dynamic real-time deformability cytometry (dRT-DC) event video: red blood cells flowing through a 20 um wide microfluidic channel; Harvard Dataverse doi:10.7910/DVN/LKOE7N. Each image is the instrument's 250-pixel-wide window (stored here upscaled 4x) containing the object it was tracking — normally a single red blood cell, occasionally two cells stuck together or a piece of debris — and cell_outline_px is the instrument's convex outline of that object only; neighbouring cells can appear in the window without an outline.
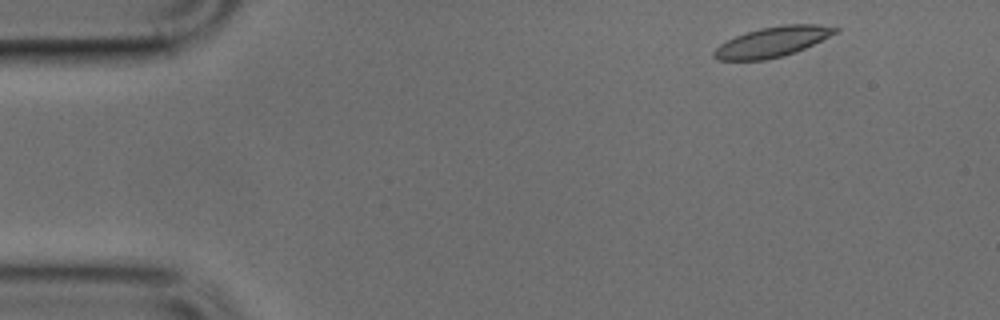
{"species": "common noctule bat (a hibernating species)", "species_latin": "Nyctalus noctula", "temperature_condition": "cold", "stored_images_in_passage": 45, "camera_frame_rate_fps": 3000, "um_per_image_px": 0.085, "animal": {"sex": "male", "body_mass_g": 17.9, "forearm_length_mm": 54.2}, "frame": {"image": 1, "passage_image": 1, "time_ms": 0.0, "image_size_px": [1000, 320], "cell_outline_px": [[840, 28], [836, 32], [796, 52], [784, 56], [764, 60], [716, 60], [712, 56], [712, 52], [720, 44], [736, 36], [760, 28], [784, 24], [816, 24]], "centroid_in_image_um": [65.61, 3.57], "position_along_channel_um": 19.4, "area_um2": 21.04}}
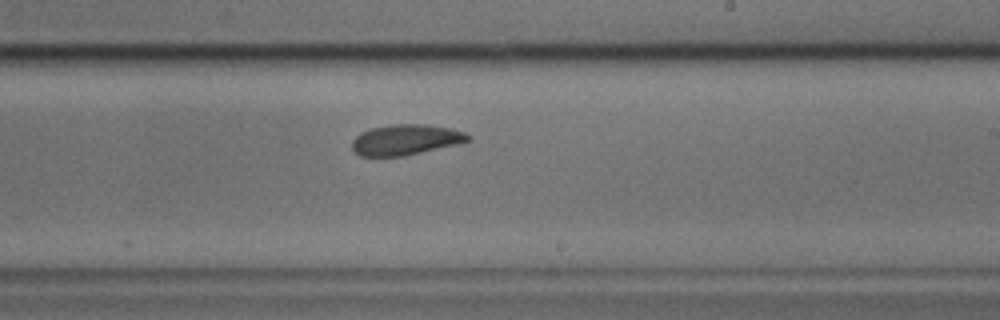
{"frame": {"image": 2, "passage_image": 25, "time_ms": 8.0, "image_size_px": [1000, 320], "cell_outline_px": [[472, 140], [460, 144], [400, 156], [360, 156], [352, 148], [352, 140], [360, 132], [372, 128], [392, 124], [424, 124], [448, 128], [464, 132], [472, 136]], "centroid_in_image_um": [34.5, 11.87], "position_along_channel_um": 254.5, "area_um2": 20.58}}
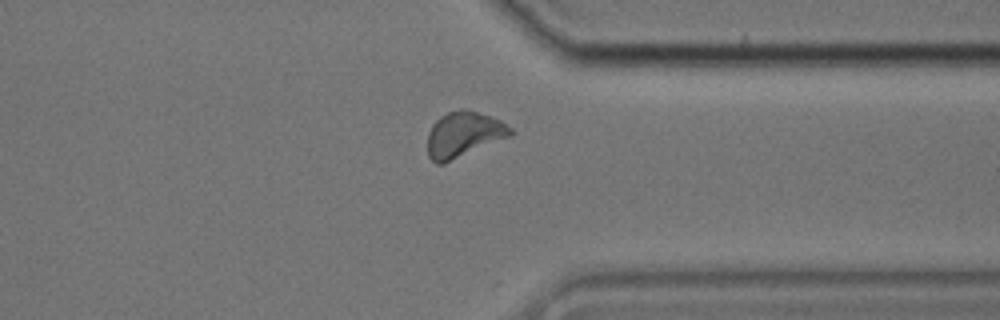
{"frame": {"image": 3, "passage_image": 34, "time_ms": 11.0, "image_size_px": [1000, 320], "cell_outline_px": [[512, 136], [444, 164], [436, 164], [428, 156], [428, 132], [432, 124], [440, 116], [448, 112], [460, 108], [468, 108], [500, 120], [512, 128]], "centroid_in_image_um": [39.41, 11.43], "position_along_channel_um": 372.0, "area_um2": 22.31}}